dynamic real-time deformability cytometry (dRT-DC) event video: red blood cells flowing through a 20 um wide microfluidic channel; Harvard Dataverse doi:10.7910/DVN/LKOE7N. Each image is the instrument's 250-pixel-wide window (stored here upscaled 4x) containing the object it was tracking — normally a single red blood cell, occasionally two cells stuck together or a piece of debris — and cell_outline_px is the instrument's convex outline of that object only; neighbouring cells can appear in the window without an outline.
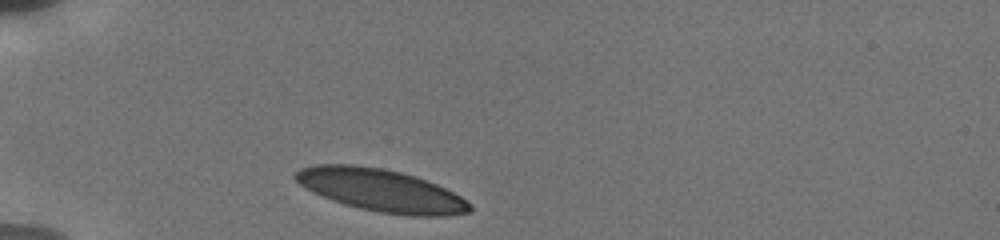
{"species": "human", "species_latin": "Homo sapiens", "temperature_condition": "cold", "stored_images_in_passage": 7, "camera_frame_rate_fps": 3000, "um_per_image_px": 0.085, "donor": {"sex": "male"}, "frame": {"image": 1, "passage_image": 1, "time_ms": 0.0, "image_size_px": [1000, 240], "cell_outline_px": [[472, 212], [444, 216], [412, 216], [380, 212], [360, 208], [344, 204], [332, 200], [312, 192], [304, 188], [292, 176], [300, 168], [316, 164], [356, 164], [384, 168], [416, 176], [436, 184], [460, 196], [472, 204]], "centroid_in_image_um": [32.38, 16.17], "position_along_channel_um": 52.6, "area_um2": 43.29}}
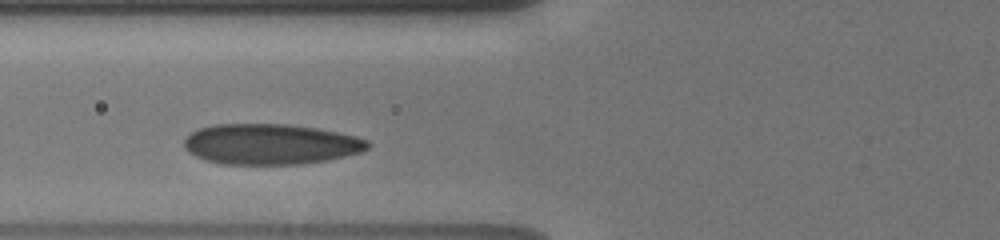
{"frame": {"image": 2, "passage_image": 4, "time_ms": 2.0, "image_size_px": [1000, 240], "cell_outline_px": [[372, 144], [368, 148], [360, 152], [328, 160], [300, 164], [220, 164], [196, 156], [188, 152], [184, 148], [184, 136], [196, 128], [212, 124], [288, 124], [316, 128], [356, 136], [368, 140]], "centroid_in_image_um": [22.96, 12.24], "position_along_channel_um": 102.8, "area_um2": 43.7}}
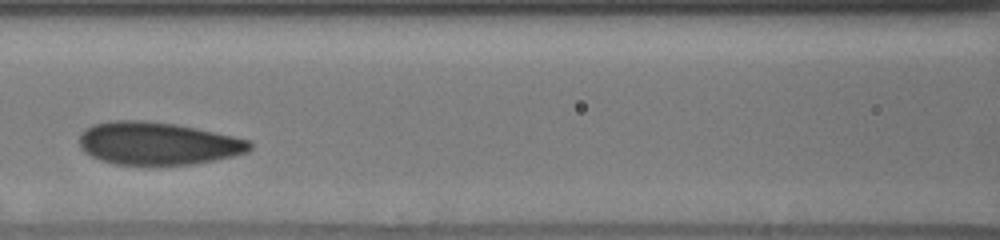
{"frame": {"image": 3, "passage_image": 6, "time_ms": 3.333, "image_size_px": [1000, 240], "cell_outline_px": [[252, 148], [248, 152], [232, 156], [192, 164], [116, 164], [100, 160], [84, 152], [80, 148], [80, 136], [84, 128], [92, 124], [116, 120], [144, 120], [176, 124], [196, 128], [252, 140]], "centroid_in_image_um": [13.4, 12.18], "position_along_channel_um": 153.2, "area_um2": 42.37}}